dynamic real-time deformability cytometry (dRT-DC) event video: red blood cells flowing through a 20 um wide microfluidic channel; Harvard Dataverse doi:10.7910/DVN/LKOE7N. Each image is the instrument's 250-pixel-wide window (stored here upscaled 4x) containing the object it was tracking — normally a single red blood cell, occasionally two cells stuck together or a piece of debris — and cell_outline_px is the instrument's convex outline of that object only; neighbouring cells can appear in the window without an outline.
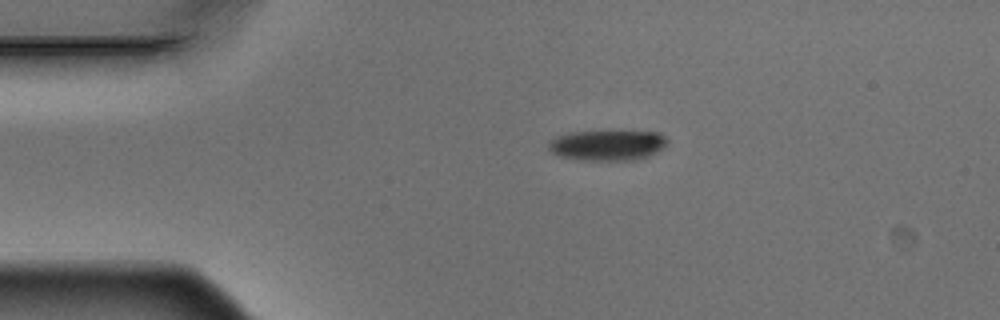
{"species": "Egyptian fruit bat (a non-hibernating species)", "species_latin": "Rousettus aegyptiacus", "temperature_condition": "warm", "stored_images_in_passage": 4, "camera_frame_rate_fps": 3000, "um_per_image_px": 0.085, "animal": {"sex": "male"}, "frame": {"image": 1, "passage_image": 2, "time_ms": 0.333, "image_size_px": [1000, 320], "cell_outline_px": [[668, 144], [656, 152], [648, 156], [636, 160], [580, 160], [560, 156], [552, 152], [548, 148], [548, 144], [556, 136], [572, 132], [660, 132], [668, 140]], "centroid_in_image_um": [51.65, 12.35], "position_along_channel_um": 33.4, "area_um2": 20.87}}
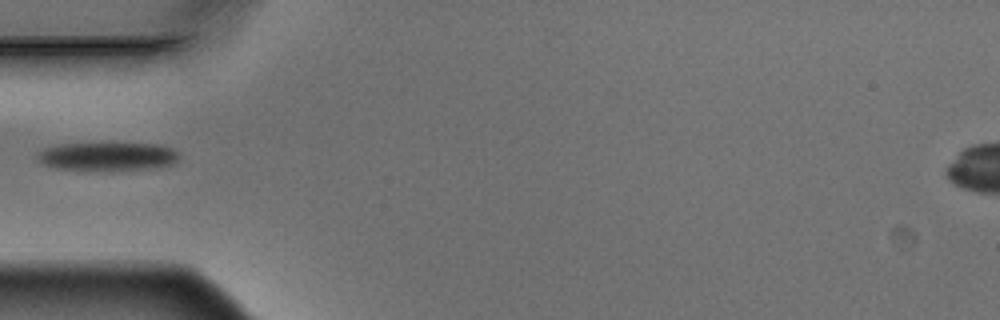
{"frame": {"image": 2, "passage_image": 4, "time_ms": 1.0, "image_size_px": [1000, 320], "cell_outline_px": [[180, 152], [176, 160], [172, 164], [156, 168], [108, 172], [56, 168], [44, 164], [36, 156], [36, 152], [44, 148], [60, 144], [160, 144], [172, 148]], "centroid_in_image_um": [9.16, 13.33], "position_along_channel_um": 75.8, "area_um2": 23.93}}